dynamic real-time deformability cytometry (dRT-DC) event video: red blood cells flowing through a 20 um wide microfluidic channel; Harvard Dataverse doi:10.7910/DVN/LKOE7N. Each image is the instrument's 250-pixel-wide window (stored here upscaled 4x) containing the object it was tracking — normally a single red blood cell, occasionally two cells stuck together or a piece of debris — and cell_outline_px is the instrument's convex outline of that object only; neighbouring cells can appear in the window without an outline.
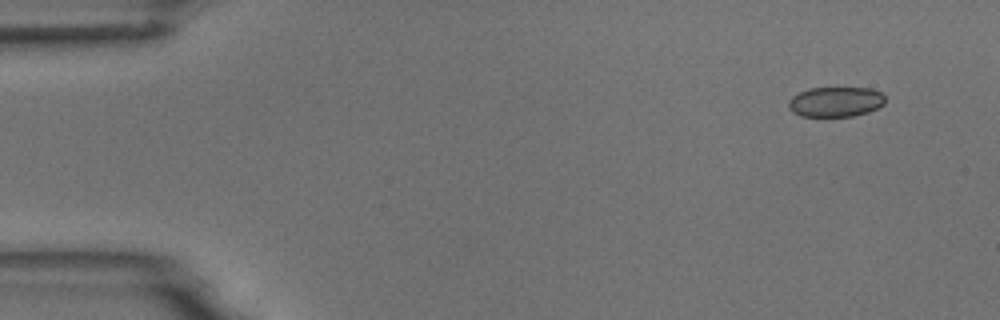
{"species": "common noctule bat (a hibernating species)", "species_latin": "Nyctalus noctula", "temperature_condition": "room temperature", "stored_images_in_passage": 6, "camera_frame_rate_fps": 3000, "um_per_image_px": 0.085, "animal": {"sex": "male", "body_mass_g": 18.8}, "frame": {"image": 1, "passage_image": 2, "time_ms": 1.0, "image_size_px": [1000, 320], "cell_outline_px": [[884, 104], [868, 112], [852, 116], [800, 116], [792, 112], [788, 108], [788, 100], [792, 96], [808, 88], [872, 88], [880, 92], [884, 96]], "centroid_in_image_um": [70.99, 8.65], "position_along_channel_um": 14.0, "area_um2": 16.94}}
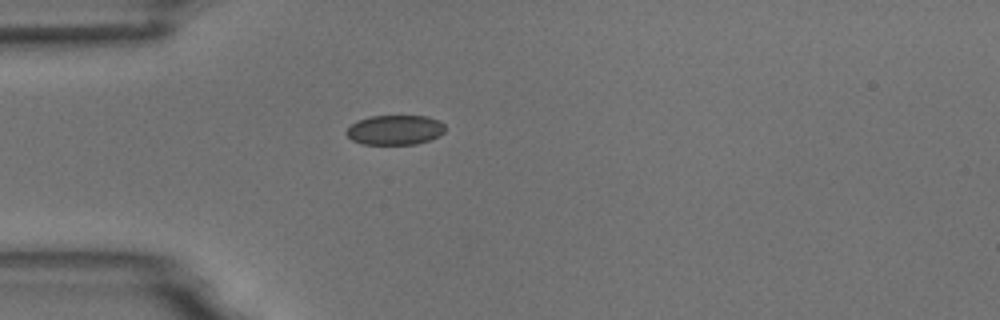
{"frame": {"image": 2, "passage_image": 5, "time_ms": 4.667, "image_size_px": [1000, 320], "cell_outline_px": [[444, 132], [440, 136], [416, 144], [364, 144], [352, 140], [344, 132], [356, 120], [368, 116], [428, 116], [440, 120], [444, 124]], "centroid_in_image_um": [33.58, 11.03], "position_along_channel_um": 51.4, "area_um2": 17.22}}